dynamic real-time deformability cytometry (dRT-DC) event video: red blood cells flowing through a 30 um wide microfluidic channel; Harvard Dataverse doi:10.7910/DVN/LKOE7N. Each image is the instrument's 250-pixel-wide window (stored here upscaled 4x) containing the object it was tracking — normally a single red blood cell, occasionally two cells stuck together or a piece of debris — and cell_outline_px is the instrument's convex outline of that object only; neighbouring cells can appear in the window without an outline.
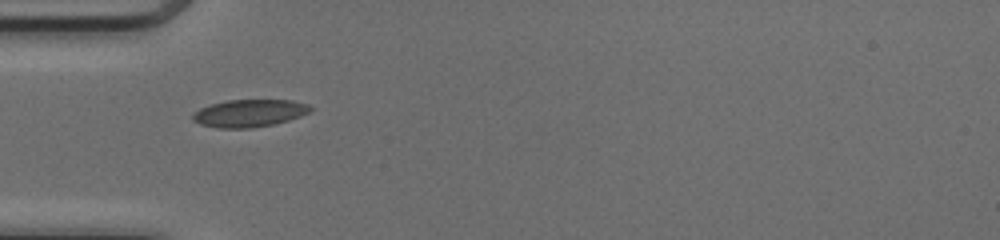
{"species": "common noctule bat (a hibernating species)", "species_latin": "Nyctalus noctula", "temperature_condition": "cold", "stored_images_in_passage": 35, "camera_frame_rate_fps": 3000, "um_per_image_px": 0.085, "animal": {"sex": "female", "body_mass_g": 17.0, "forearm_length_mm": 48.0}, "frame": {"image": 1, "passage_image": 1, "time_ms": 0.0, "image_size_px": [1000, 240], "cell_outline_px": [[312, 108], [308, 112], [300, 116], [288, 120], [272, 124], [252, 128], [220, 128], [200, 124], [192, 120], [192, 116], [200, 108], [212, 104], [228, 100], [292, 100], [308, 104]], "centroid_in_image_um": [21.19, 9.62], "position_along_channel_um": 63.8, "area_um2": 18.61}}
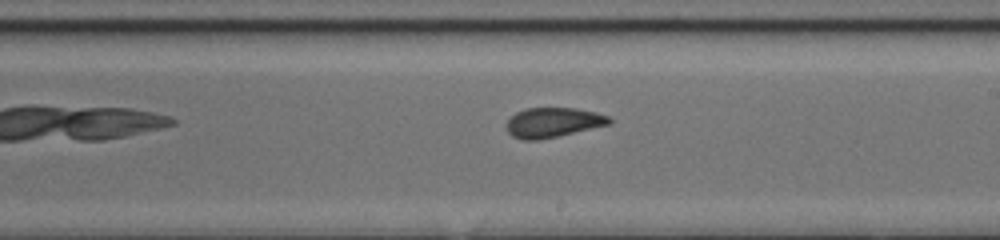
{"frame": {"image": 2, "passage_image": 14, "time_ms": 4.333, "image_size_px": [1000, 240], "cell_outline_px": [[612, 124], [556, 136], [536, 140], [524, 140], [512, 136], [508, 132], [508, 120], [516, 112], [524, 108], [576, 108], [596, 112], [608, 116], [612, 120]], "centroid_in_image_um": [47.03, 10.4], "position_along_channel_um": 242.0, "area_um2": 17.69}}
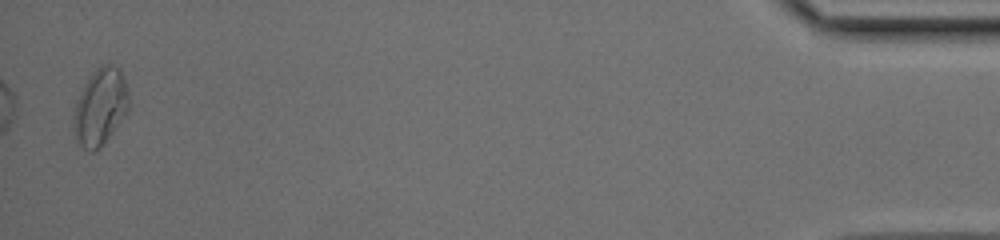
{"frame": {"image": 3, "passage_image": 34, "time_ms": 11.0, "image_size_px": [1000, 240], "cell_outline_px": [[132, 104], [128, 112], [100, 148], [92, 152], [84, 148], [76, 140], [72, 124], [72, 120], [76, 100], [84, 84], [92, 72], [100, 64], [112, 64], [120, 68], [124, 76]], "centroid_in_image_um": [8.55, 9.05], "position_along_channel_um": 426.7, "area_um2": 25.32}, "authors_computed_cell_mechanics": {"area_um2": 18.0914, "velocity_mm_per_s": 4.1331, "shape_relaxation_time_tau1_ms": null, "shape_relaxation_time_tau2_ms": 1.465, "deformation_change_tau1": null, "deformation_change_tau2": 0.0704}}